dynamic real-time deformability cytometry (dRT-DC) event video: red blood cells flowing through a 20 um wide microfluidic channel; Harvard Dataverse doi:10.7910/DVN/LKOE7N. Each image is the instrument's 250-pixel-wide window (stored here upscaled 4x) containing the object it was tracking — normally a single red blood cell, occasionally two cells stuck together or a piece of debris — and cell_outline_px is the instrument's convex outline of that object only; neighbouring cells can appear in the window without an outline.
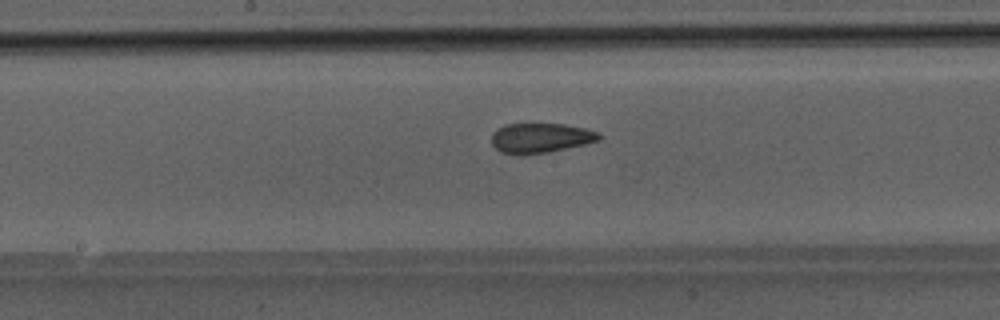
{"species": "Egyptian fruit bat (a non-hibernating species)", "species_latin": "Rousettus aegyptiacus", "temperature_condition": "room temperature", "stored_images_in_passage": 35, "camera_frame_rate_fps": 3000, "um_per_image_px": 0.085, "animal": {"sex": "male"}, "frame": {"image": 1, "passage_image": 12, "time_ms": 3.667, "image_size_px": [1000, 320], "cell_outline_px": [[600, 140], [584, 144], [548, 152], [520, 156], [500, 152], [492, 144], [492, 132], [496, 128], [504, 124], [532, 120], [564, 124], [584, 128], [600, 132]], "centroid_in_image_um": [45.88, 11.67], "position_along_channel_um": 202.3, "area_um2": 19.71}}
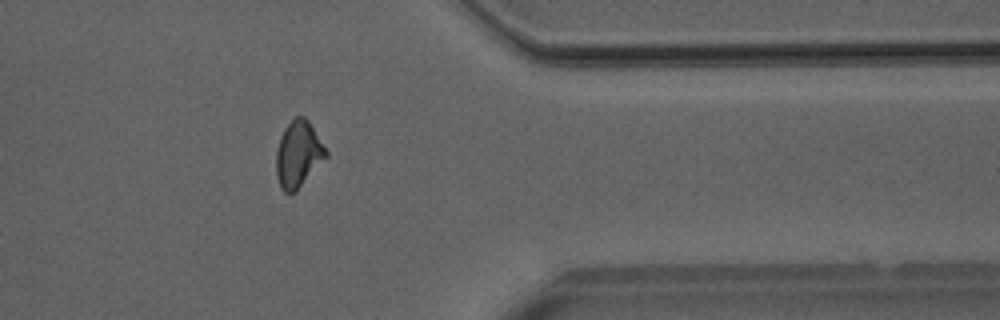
{"frame": {"image": 2, "passage_image": 26, "time_ms": 8.333, "image_size_px": [1000, 320], "cell_outline_px": [[328, 156], [292, 192], [284, 192], [280, 188], [276, 176], [276, 152], [280, 136], [284, 128], [296, 116], [304, 116], [308, 120], [328, 152]], "centroid_in_image_um": [25.33, 13.06], "position_along_channel_um": 386.1, "area_um2": 18.79}}
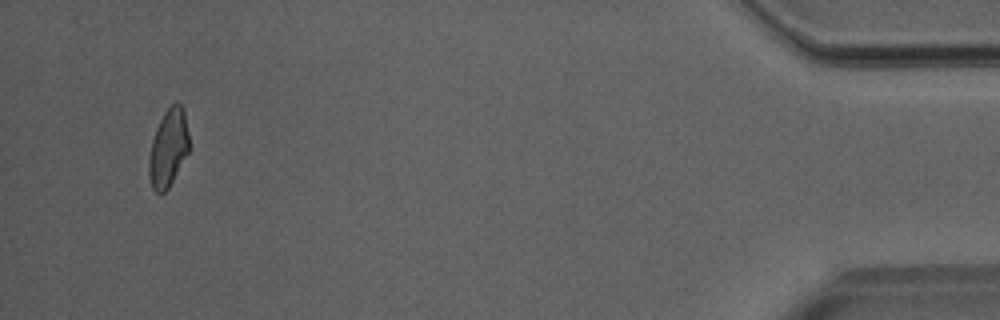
{"frame": {"image": 3, "passage_image": 33, "time_ms": 10.667, "image_size_px": [1000, 320], "cell_outline_px": [[188, 152], [168, 188], [164, 192], [156, 192], [152, 188], [148, 176], [148, 160], [152, 140], [156, 128], [164, 112], [176, 100], [184, 108], [188, 132]], "centroid_in_image_um": [14.29, 12.56], "position_along_channel_um": 420.9, "area_um2": 18.09}}